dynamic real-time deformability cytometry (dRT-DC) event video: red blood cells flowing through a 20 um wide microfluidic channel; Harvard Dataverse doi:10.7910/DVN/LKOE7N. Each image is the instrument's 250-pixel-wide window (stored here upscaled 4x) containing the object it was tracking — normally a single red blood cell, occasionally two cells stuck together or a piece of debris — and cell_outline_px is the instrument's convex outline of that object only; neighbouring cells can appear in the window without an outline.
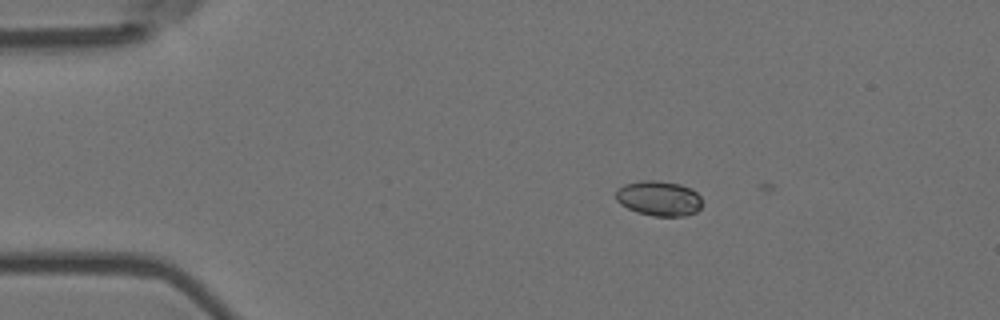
{"species": "Egyptian fruit bat (a non-hibernating species)", "species_latin": "Rousettus aegyptiacus", "temperature_condition": "room temperature", "stored_images_in_passage": 4, "camera_frame_rate_fps": 3000, "um_per_image_px": 0.085, "animal": {"sex": "female"}, "frame": {"image": 1, "passage_image": 3, "time_ms": 0.667, "image_size_px": [1000, 320], "cell_outline_px": [[700, 208], [696, 212], [684, 216], [652, 216], [636, 212], [620, 204], [616, 200], [616, 192], [624, 184], [640, 180], [656, 180], [680, 184], [692, 188], [700, 196]], "centroid_in_image_um": [56.0, 16.86], "position_along_channel_um": 29.0, "area_um2": 17.69}}